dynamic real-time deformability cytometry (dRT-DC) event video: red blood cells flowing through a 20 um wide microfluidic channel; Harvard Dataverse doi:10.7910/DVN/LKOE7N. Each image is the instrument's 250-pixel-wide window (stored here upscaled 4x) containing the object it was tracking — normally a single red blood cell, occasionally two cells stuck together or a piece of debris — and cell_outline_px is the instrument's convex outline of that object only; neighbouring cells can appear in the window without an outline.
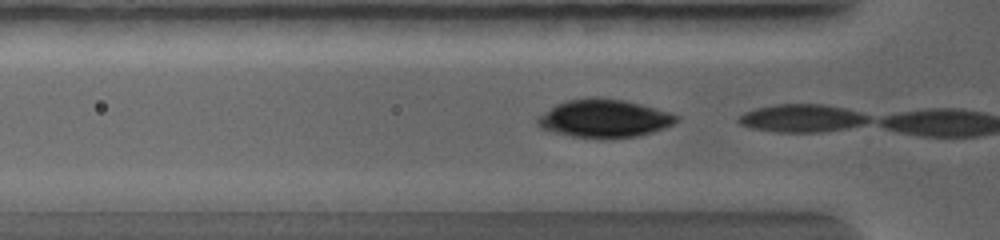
{"species": "common noctule bat (a hibernating species)", "species_latin": "Nyctalus noctula", "temperature_condition": "warm", "stored_images_in_passage": 3, "camera_frame_rate_fps": 5000, "um_per_image_px": 0.085, "animal": {"sex": "female", "body_mass_g": 19.0, "forearm_length_mm": 56.7}, "frame": {"image": 1, "passage_image": 2, "time_ms": 0.2, "image_size_px": [1000, 240], "cell_outline_px": [[676, 120], [672, 124], [636, 136], [576, 136], [544, 128], [536, 120], [540, 116], [556, 104], [568, 100], [624, 100], [640, 104], [676, 116]], "centroid_in_image_um": [51.34, 10.06], "position_along_channel_um": 74.5, "area_um2": 28.15}}